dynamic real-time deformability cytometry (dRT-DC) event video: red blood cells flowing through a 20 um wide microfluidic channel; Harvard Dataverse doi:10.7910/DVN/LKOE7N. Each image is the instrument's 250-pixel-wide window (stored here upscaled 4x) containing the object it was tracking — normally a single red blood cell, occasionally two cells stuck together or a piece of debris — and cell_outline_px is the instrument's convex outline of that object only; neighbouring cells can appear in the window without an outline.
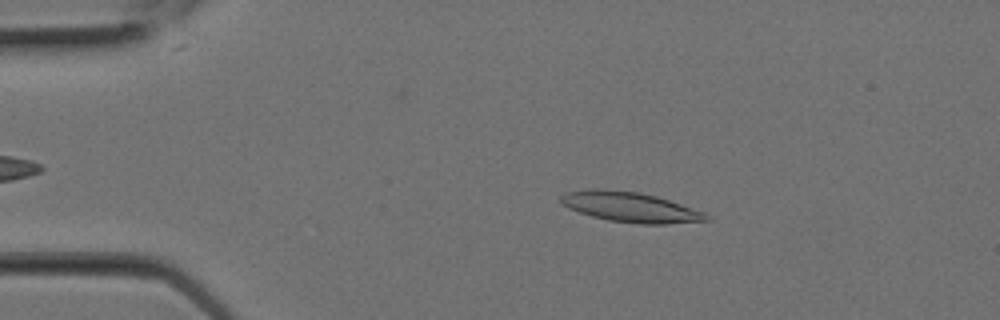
{"species": "Egyptian fruit bat (a non-hibernating species)", "species_latin": "Rousettus aegyptiacus", "temperature_condition": "room temperature", "stored_images_in_passage": 4, "segment_of_instrument_passage": [1, 2], "camera_frame_rate_fps": 3000, "um_per_image_px": 0.085, "animal": {"sex": "female"}, "frame": {"image": 1, "passage_image": 3, "time_ms": 0.667, "image_size_px": [1000, 320], "cell_outline_px": [[712, 220], [668, 224], [640, 224], [608, 220], [592, 216], [568, 208], [560, 200], [560, 196], [564, 192], [596, 188], [604, 188], [640, 192], [656, 196], [704, 212], [712, 216]], "centroid_in_image_um": [53.59, 17.6], "position_along_channel_um": 31.4, "area_um2": 25.61}}